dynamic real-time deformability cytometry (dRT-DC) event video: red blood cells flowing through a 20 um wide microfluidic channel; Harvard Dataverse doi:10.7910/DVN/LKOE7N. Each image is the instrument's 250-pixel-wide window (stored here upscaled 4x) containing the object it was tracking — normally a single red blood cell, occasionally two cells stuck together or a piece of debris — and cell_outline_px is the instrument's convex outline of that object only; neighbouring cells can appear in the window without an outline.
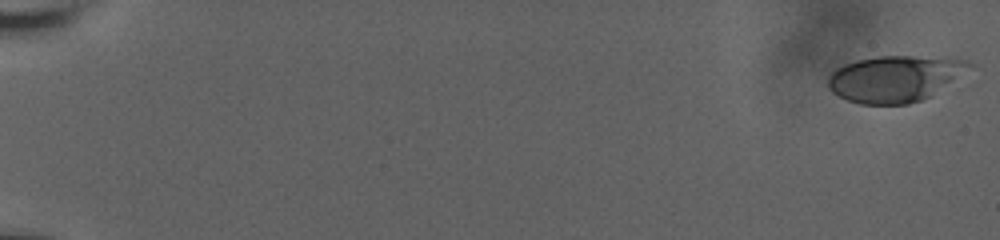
{"species": "human", "species_latin": "Homo sapiens", "temperature_condition": "room temperature", "stored_images_in_passage": 81, "camera_frame_rate_fps": 3000, "um_per_image_px": 0.085, "donor": {"sex": "male"}, "frame": {"image": 1, "passage_image": 1, "time_ms": 0.0, "image_size_px": [1000, 240], "cell_outline_px": [[972, 64], [928, 96], [920, 100], [908, 104], [860, 104], [848, 100], [832, 92], [828, 88], [828, 76], [836, 68], [844, 64], [856, 60], [876, 56], [912, 56], [968, 60]], "centroid_in_image_um": [75.92, 6.68], "position_along_channel_um": 9.1, "area_um2": 36.99}}
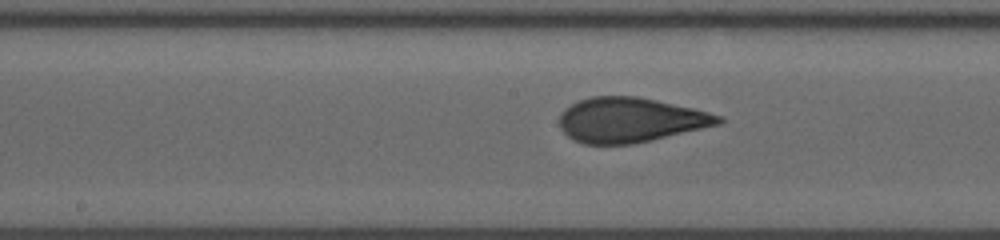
{"frame": {"image": 2, "passage_image": 39, "time_ms": 11.0, "image_size_px": [1000, 240], "cell_outline_px": [[724, 120], [720, 124], [632, 144], [584, 144], [572, 140], [560, 128], [560, 116], [564, 108], [580, 100], [592, 96], [636, 96], [656, 100], [692, 108], [724, 116]], "centroid_in_image_um": [53.55, 10.19], "position_along_channel_um": 194.6, "area_um2": 41.21}}
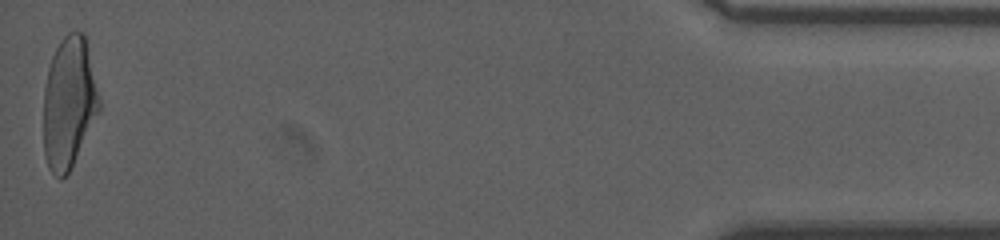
{"frame": {"image": 3, "passage_image": 80, "time_ms": 19.667, "image_size_px": [1000, 240], "cell_outline_px": [[100, 112], [68, 172], [60, 180], [48, 168], [44, 152], [44, 88], [48, 68], [52, 56], [60, 40], [68, 32], [84, 32], [100, 100]], "centroid_in_image_um": [5.85, 8.73], "position_along_channel_um": 429.3, "area_um2": 42.48}, "authors_computed_cell_mechanics": {"area_um2": 41.0958, "velocity_mm_per_s": 3.6628, "shape_relaxation_time_tau1_ms": 6.3, "shape_relaxation_time_tau2_ms": 0.9185, "deformation_change_tau1": 0.2073, "deformation_change_tau2": 0.0814}}